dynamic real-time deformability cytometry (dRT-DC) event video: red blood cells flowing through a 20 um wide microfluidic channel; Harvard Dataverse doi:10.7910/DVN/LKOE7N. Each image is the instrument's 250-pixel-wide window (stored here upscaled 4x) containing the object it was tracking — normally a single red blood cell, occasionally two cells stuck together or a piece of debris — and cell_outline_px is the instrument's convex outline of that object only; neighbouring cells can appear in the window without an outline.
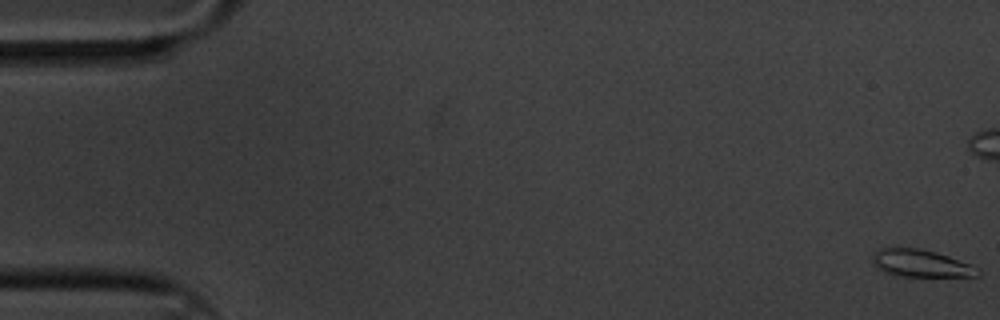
{"species": "common noctule bat (a hibernating species)", "species_latin": "Nyctalus noctula", "temperature_condition": "cold", "stored_images_in_passage": 6, "segment_of_instrument_passage": [1, 2], "camera_frame_rate_fps": 3000, "um_per_image_px": 0.085, "animal": {"sex": "male", "body_mass_g": 20.1, "forearm_length_mm": 53.5}, "frame": {"image": 1, "passage_image": 1, "time_ms": 0.0, "image_size_px": [1000, 320], "cell_outline_px": [[980, 272], [976, 276], [900, 276], [884, 272], [872, 264], [872, 256], [880, 248], [920, 248], [936, 252], [948, 256], [968, 264]], "centroid_in_image_um": [78.19, 22.38], "position_along_channel_um": 6.8, "area_um2": 16.42}}
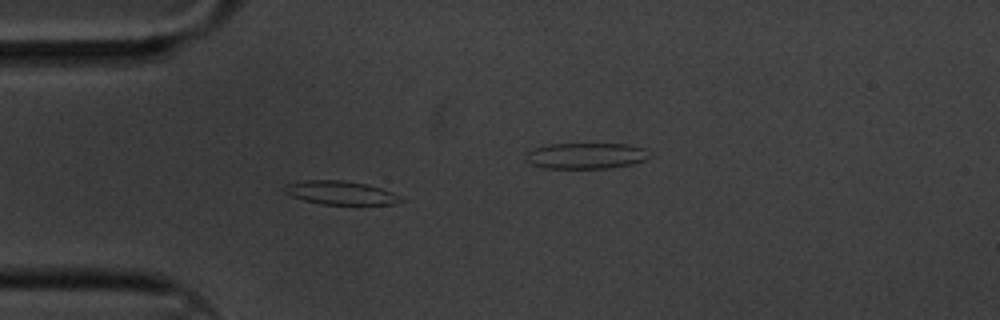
{"frame": {"image": 2, "passage_image": 5, "time_ms": 1.333, "image_size_px": [1000, 320], "cell_outline_px": [[408, 200], [392, 204], [324, 204], [304, 200], [292, 196], [284, 192], [284, 184], [304, 180], [344, 180], [364, 184], [380, 188], [392, 192]], "centroid_in_image_um": [28.95, 16.38], "position_along_channel_um": 56.0, "area_um2": 15.9}}